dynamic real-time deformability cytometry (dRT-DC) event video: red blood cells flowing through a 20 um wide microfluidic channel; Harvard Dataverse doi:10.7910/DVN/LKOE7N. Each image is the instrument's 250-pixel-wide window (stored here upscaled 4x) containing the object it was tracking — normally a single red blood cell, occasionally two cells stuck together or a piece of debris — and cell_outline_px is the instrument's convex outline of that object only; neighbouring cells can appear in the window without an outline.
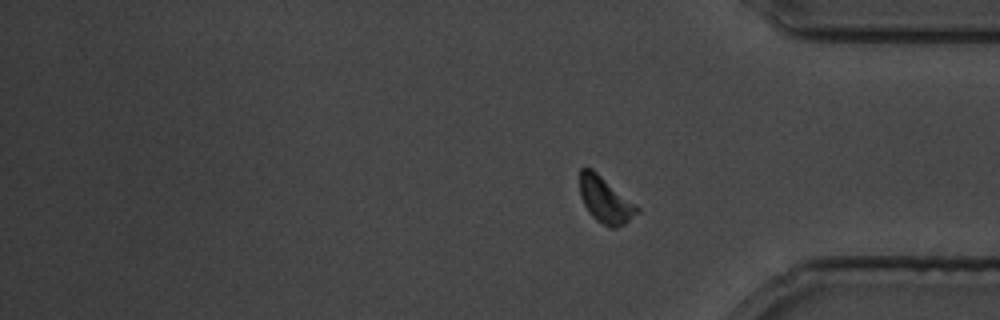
{"species": "common noctule bat (a hibernating species)", "species_latin": "Nyctalus noctula", "temperature_condition": "cold", "stored_images_in_passage": 32, "segment_of_instrument_passage": [2, 2], "camera_frame_rate_fps": 3000, "um_per_image_px": 0.085, "animal": {"sex": "male", "body_mass_g": 19.5, "forearm_length_mm": 54.6}, "frame": {"image": 1, "passage_image": 32, "time_ms": 40.0, "image_size_px": [1000, 320], "cell_outline_px": [[640, 212], [624, 224], [616, 228], [612, 228], [596, 220], [588, 212], [580, 196], [580, 168], [592, 168], [636, 204], [640, 208]], "centroid_in_image_um": [51.46, 17.0], "position_along_channel_um": 383.7, "area_um2": 15.37}}